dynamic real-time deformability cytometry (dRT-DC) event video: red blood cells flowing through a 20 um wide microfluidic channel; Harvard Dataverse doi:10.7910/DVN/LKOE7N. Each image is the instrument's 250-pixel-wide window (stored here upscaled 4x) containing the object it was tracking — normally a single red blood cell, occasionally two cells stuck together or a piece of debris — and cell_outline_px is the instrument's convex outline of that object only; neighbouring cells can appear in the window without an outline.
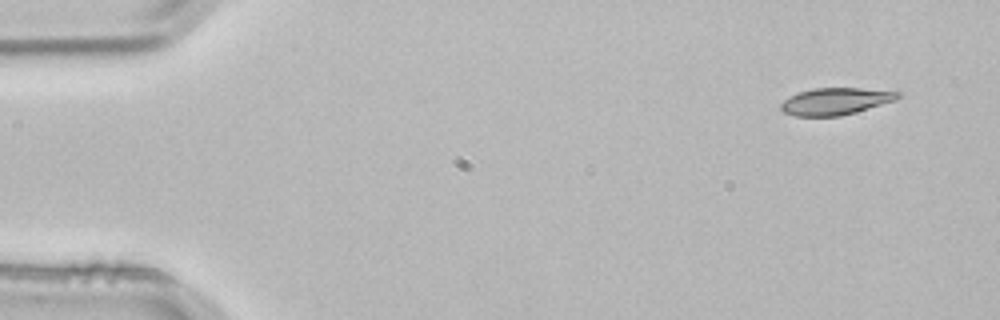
{"species": "common noctule bat (a hibernating species)", "species_latin": "Nyctalus noctula", "temperature_condition": "room temperature", "stored_images_in_passage": 4, "camera_frame_rate_fps": 3000, "um_per_image_px": 0.085, "animal": {"sex": "male", "body_mass_g": 21.5, "forearm_length_mm": 52.0}, "frame": {"image": 1, "passage_image": 1, "time_ms": 0.0, "image_size_px": [1000, 320], "cell_outline_px": [[900, 96], [896, 100], [856, 112], [840, 116], [796, 116], [784, 112], [780, 108], [780, 104], [784, 100], [800, 92], [812, 88], [896, 88], [900, 92]], "centroid_in_image_um": [71.14, 8.58], "position_along_channel_um": 13.9, "area_um2": 18.73}}